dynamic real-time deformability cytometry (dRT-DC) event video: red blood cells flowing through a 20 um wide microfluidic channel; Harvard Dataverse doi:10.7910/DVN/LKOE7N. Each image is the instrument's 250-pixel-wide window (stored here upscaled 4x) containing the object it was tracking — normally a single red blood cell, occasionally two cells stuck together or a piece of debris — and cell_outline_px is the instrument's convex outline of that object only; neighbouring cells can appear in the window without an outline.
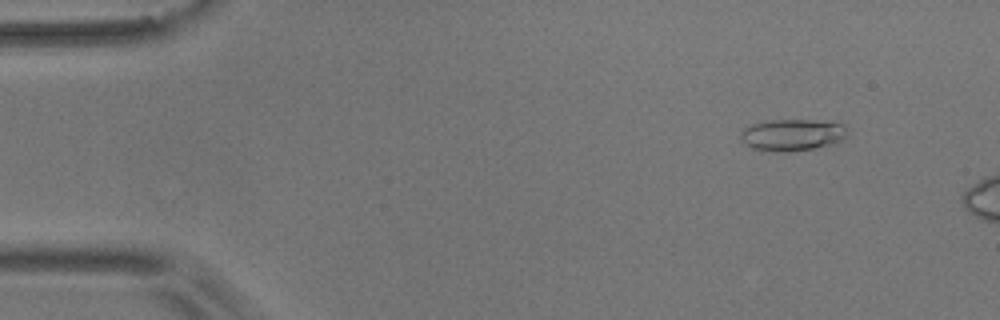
{"species": "common noctule bat (a hibernating species)", "species_latin": "Nyctalus noctula", "temperature_condition": "room temperature", "stored_images_in_passage": 12, "camera_frame_rate_fps": 3000, "um_per_image_px": 0.085, "animal": {"sex": "male", "body_mass_g": 17.9}, "frame": {"image": 1, "passage_image": 6, "time_ms": 1.667, "image_size_px": [1000, 320], "cell_outline_px": [[848, 132], [840, 140], [828, 144], [812, 148], [788, 152], [772, 152], [752, 148], [744, 144], [740, 140], [740, 132], [744, 128], [752, 124], [764, 120], [812, 120], [844, 124]], "centroid_in_image_um": [67.25, 11.46], "position_along_channel_um": 17.7, "area_um2": 19.71}}